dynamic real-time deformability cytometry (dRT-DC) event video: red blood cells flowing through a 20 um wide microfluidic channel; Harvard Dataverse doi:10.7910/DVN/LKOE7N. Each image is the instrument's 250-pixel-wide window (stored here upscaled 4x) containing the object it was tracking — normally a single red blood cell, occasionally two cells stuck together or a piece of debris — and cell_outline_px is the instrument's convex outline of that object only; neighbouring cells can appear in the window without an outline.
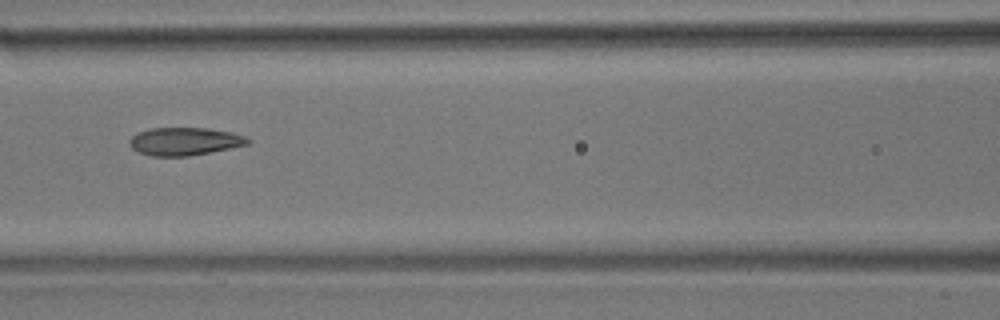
{"species": "common noctule bat (a hibernating species)", "species_latin": "Nyctalus noctula", "temperature_condition": "room temperature", "stored_images_in_passage": 7, "camera_frame_rate_fps": 3000, "um_per_image_px": 0.085, "animal": {"sex": "male", "body_mass_g": 17.9}, "frame": {"image": 1, "passage_image": 7, "time_ms": 2.0, "image_size_px": [1000, 320], "cell_outline_px": [[252, 140], [248, 144], [188, 156], [152, 156], [140, 152], [132, 148], [128, 144], [128, 140], [136, 132], [152, 128], [208, 128], [232, 132], [244, 136]], "centroid_in_image_um": [15.66, 12.0], "position_along_channel_um": 150.9, "area_um2": 19.13}}